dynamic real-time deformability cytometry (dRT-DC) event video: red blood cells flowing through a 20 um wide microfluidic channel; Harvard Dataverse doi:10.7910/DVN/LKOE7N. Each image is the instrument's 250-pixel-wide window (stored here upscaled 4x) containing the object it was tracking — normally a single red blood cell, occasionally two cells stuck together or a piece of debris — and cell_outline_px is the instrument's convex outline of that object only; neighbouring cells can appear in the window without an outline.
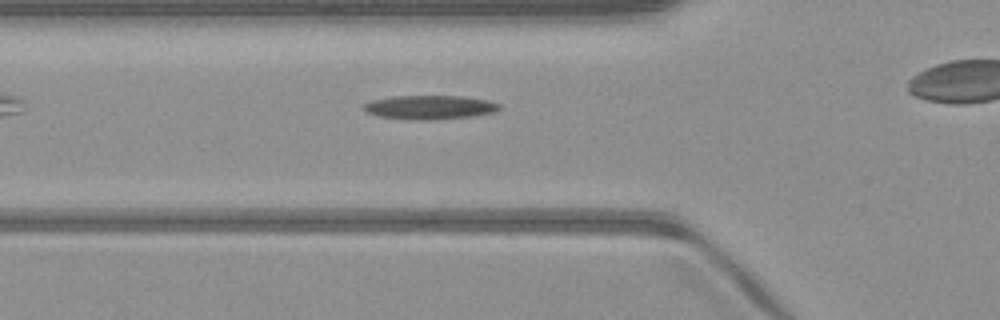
{"species": "common noctule bat (a hibernating species)", "species_latin": "Nyctalus noctula", "temperature_condition": "warm", "stored_images_in_passage": 26, "camera_frame_rate_fps": 3000, "um_per_image_px": 0.085, "animal": {"sex": "male", "body_mass_g": 23.1, "forearm_length_mm": 52.7}, "frame": {"image": 1, "passage_image": 2, "time_ms": 0.333, "image_size_px": [1000, 320], "cell_outline_px": [[500, 108], [496, 112], [468, 116], [428, 120], [416, 120], [376, 116], [368, 112], [364, 108], [364, 104], [372, 100], [392, 96], [460, 96], [488, 100], [500, 104]], "centroid_in_image_um": [36.52, 9.11], "position_along_channel_um": 89.3, "area_um2": 18.73}}
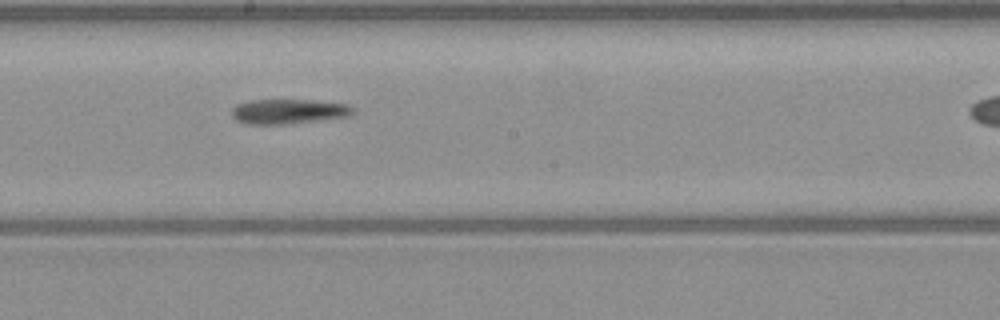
{"frame": {"image": 2, "passage_image": 12, "time_ms": 3.667, "image_size_px": [1000, 320], "cell_outline_px": [[352, 112], [348, 116], [320, 120], [284, 124], [248, 124], [236, 120], [232, 116], [232, 108], [236, 104], [248, 100], [312, 100], [348, 104], [352, 108]], "centroid_in_image_um": [24.46, 9.47], "position_along_channel_um": 223.7, "area_um2": 17.4}}
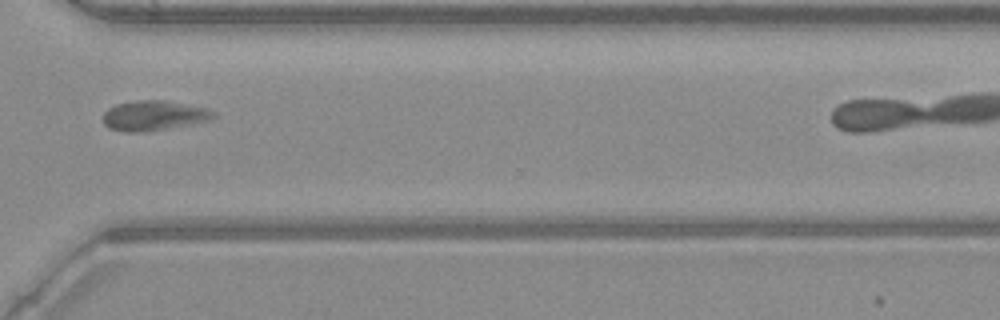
{"frame": {"image": 3, "passage_image": 22, "time_ms": 7.0, "image_size_px": [1000, 320], "cell_outline_px": [[216, 116], [208, 120], [188, 124], [144, 132], [124, 132], [108, 128], [104, 124], [104, 112], [108, 108], [116, 104], [136, 100], [164, 100], [204, 108], [216, 112]], "centroid_in_image_um": [13.02, 9.82], "position_along_channel_um": 357.6, "area_um2": 19.02}}